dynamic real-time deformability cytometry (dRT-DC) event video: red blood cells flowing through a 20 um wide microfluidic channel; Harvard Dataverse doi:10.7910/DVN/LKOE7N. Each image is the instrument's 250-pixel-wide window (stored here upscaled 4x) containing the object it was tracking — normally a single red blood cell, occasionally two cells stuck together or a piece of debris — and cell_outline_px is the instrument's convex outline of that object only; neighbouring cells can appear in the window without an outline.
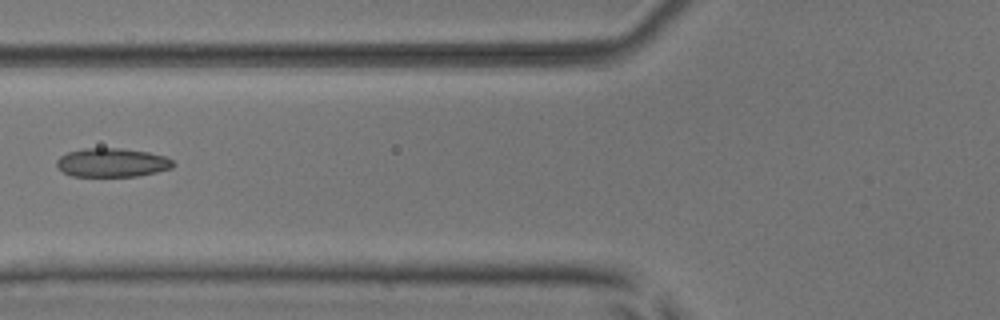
{"species": "common noctule bat (a hibernating species)", "species_latin": "Nyctalus noctula", "temperature_condition": "room temperature", "stored_images_in_passage": 6, "camera_frame_rate_fps": 3000, "um_per_image_px": 0.085, "animal": {"sex": "male", "body_mass_g": 17.9, "forearm_length_mm": 54.2}, "frame": {"image": 1, "passage_image": 6, "time_ms": 6.667, "image_size_px": [1000, 320], "cell_outline_px": [[176, 164], [172, 168], [156, 172], [136, 176], [72, 176], [64, 172], [56, 164], [56, 160], [60, 156], [68, 152], [84, 148], [120, 148], [148, 152], [164, 156], [172, 160]], "centroid_in_image_um": [9.53, 13.81], "position_along_channel_um": 116.3, "area_um2": 19.48}}